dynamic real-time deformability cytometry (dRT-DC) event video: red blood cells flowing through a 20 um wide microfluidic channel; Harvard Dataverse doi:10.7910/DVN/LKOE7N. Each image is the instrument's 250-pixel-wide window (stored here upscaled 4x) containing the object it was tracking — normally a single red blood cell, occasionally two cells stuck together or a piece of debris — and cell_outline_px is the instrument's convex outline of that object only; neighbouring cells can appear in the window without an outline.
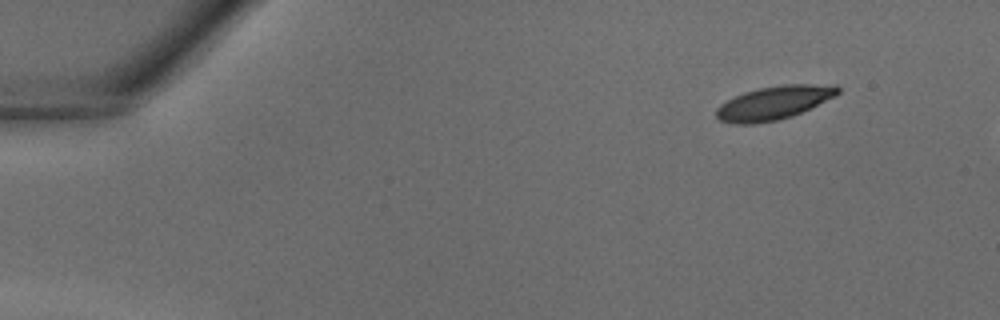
{"species": "common noctule bat (a hibernating species)", "species_latin": "Nyctalus noctula", "temperature_condition": "warm", "stored_images_in_passage": 36, "camera_frame_rate_fps": 3000, "um_per_image_px": 0.085, "animal": {"sex": "male", "body_mass_g": 18.8}, "frame": {"image": 1, "passage_image": 1, "time_ms": 0.0, "image_size_px": [1000, 320], "cell_outline_px": [[840, 92], [836, 96], [792, 116], [780, 120], [756, 124], [736, 124], [720, 120], [716, 116], [716, 108], [720, 104], [744, 92], [760, 88], [784, 84], [836, 84], [840, 88]], "centroid_in_image_um": [65.81, 8.74], "position_along_channel_um": 19.2, "area_um2": 23.81}}
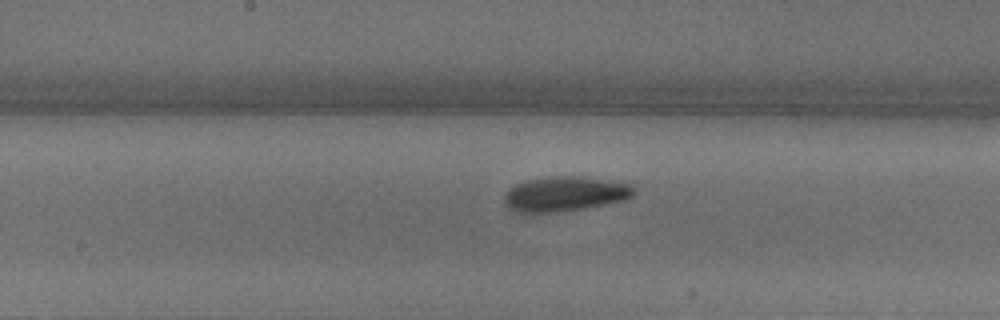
{"frame": {"image": 2, "passage_image": 18, "time_ms": 5.667, "image_size_px": [1000, 320], "cell_outline_px": [[636, 192], [632, 196], [624, 200], [584, 208], [560, 212], [512, 212], [504, 204], [504, 196], [508, 188], [516, 184], [528, 180], [556, 176], [580, 176], [612, 180], [632, 184]], "centroid_in_image_um": [48.02, 16.48], "position_along_channel_um": 200.2, "area_um2": 26.47}}
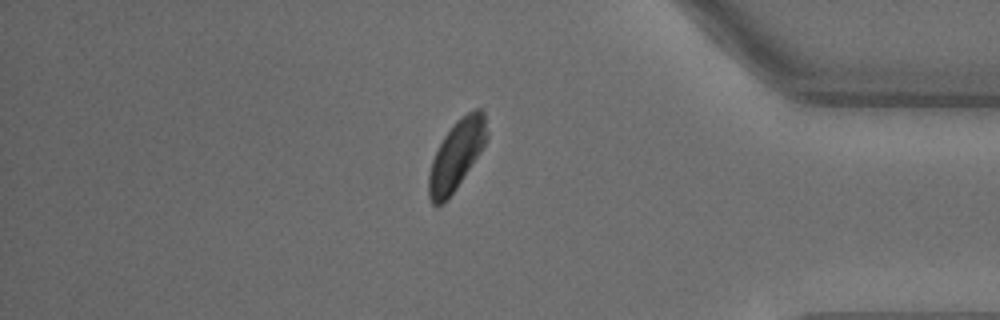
{"frame": {"image": 3, "passage_image": 31, "time_ms": 10.0, "image_size_px": [1000, 320], "cell_outline_px": [[488, 136], [480, 152], [456, 188], [440, 204], [432, 204], [428, 196], [428, 176], [432, 160], [444, 136], [456, 120], [468, 112], [476, 108], [480, 108], [484, 112], [488, 132]], "centroid_in_image_um": [38.81, 13.13], "position_along_channel_um": 396.4, "area_um2": 23.0}}